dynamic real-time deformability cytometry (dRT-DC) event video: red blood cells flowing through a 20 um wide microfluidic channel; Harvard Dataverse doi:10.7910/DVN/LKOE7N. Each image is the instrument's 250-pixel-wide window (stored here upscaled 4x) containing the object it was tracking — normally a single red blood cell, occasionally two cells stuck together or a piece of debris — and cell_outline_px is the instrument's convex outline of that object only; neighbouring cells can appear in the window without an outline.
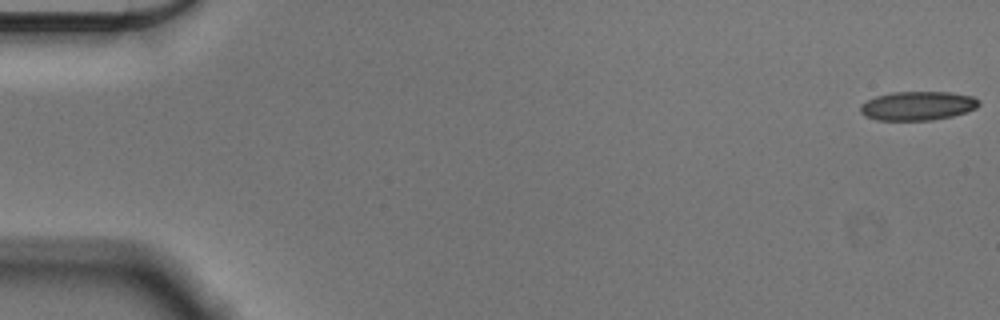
{"species": "Egyptian fruit bat (a non-hibernating species)", "species_latin": "Rousettus aegyptiacus", "temperature_condition": "cold", "stored_images_in_passage": 56, "camera_frame_rate_fps": 3000, "um_per_image_px": 0.085, "animal": {"sex": "male"}, "frame": {"image": 1, "passage_image": 1, "time_ms": 0.0, "image_size_px": [1000, 320], "cell_outline_px": [[980, 104], [976, 108], [952, 116], [932, 120], [876, 120], [864, 116], [860, 112], [860, 104], [876, 96], [892, 92], [948, 92], [972, 96], [980, 100]], "centroid_in_image_um": [77.98, 8.99], "position_along_channel_um": 7.0, "area_um2": 20.0}}
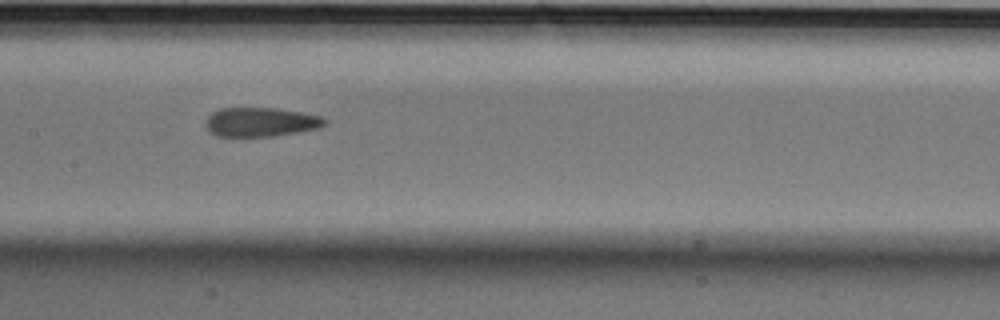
{"frame": {"image": 2, "passage_image": 28, "time_ms": 9.0, "image_size_px": [1000, 320], "cell_outline_px": [[328, 120], [320, 128], [272, 136], [216, 136], [208, 132], [208, 116], [212, 112], [220, 108], [276, 108], [300, 112], [320, 116]], "centroid_in_image_um": [22.17, 10.37], "position_along_channel_um": 185.2, "area_um2": 20.0}}
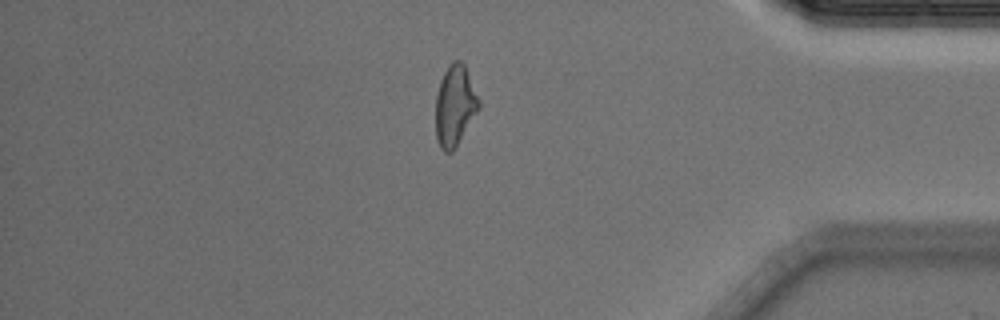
{"frame": {"image": 3, "passage_image": 48, "time_ms": 15.667, "image_size_px": [1000, 320], "cell_outline_px": [[480, 108], [452, 152], [444, 152], [440, 148], [436, 140], [436, 92], [440, 80], [444, 72], [452, 60], [460, 60], [464, 64], [480, 100]], "centroid_in_image_um": [38.66, 8.97], "position_along_channel_um": 396.5, "area_um2": 20.35}, "authors_computed_cell_mechanics": {"area_um2": 20.6635, "velocity_mm_per_s": 3.5873, "shape_relaxation_time_tau1_ms": null, "shape_relaxation_time_tau2_ms": 2.1825, "deformation_change_tau1": null, "deformation_change_tau2": 0.1016}}